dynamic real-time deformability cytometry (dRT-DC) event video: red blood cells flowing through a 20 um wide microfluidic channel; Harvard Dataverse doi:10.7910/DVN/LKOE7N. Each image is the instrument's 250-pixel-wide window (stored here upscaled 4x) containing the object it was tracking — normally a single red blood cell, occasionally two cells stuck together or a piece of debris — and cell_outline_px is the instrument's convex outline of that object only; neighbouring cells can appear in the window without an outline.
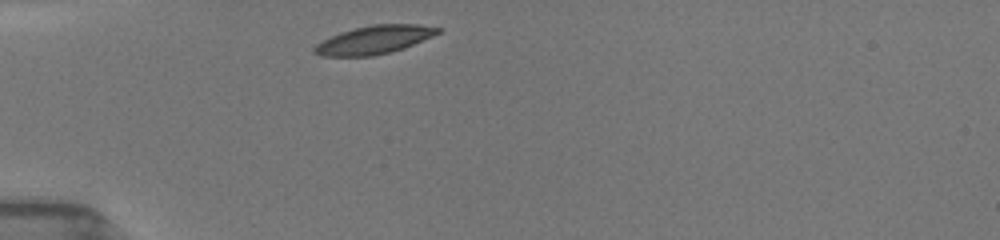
{"species": "common noctule bat (a hibernating species)", "species_latin": "Nyctalus noctula", "temperature_condition": "room temperature", "stored_images_in_passage": 7, "camera_frame_rate_fps": 3000, "um_per_image_px": 0.085, "animal": {"sex": "female", "body_mass_g": 19.5, "forearm_length_mm": 54.1}, "frame": {"image": 1, "passage_image": 1, "time_ms": 0.0, "image_size_px": [1000, 240], "cell_outline_px": [[440, 32], [432, 36], [404, 48], [372, 56], [320, 56], [312, 52], [312, 48], [316, 44], [340, 32], [372, 24], [416, 24], [440, 28]], "centroid_in_image_um": [31.77, 3.39], "position_along_channel_um": 53.2, "area_um2": 20.11}}
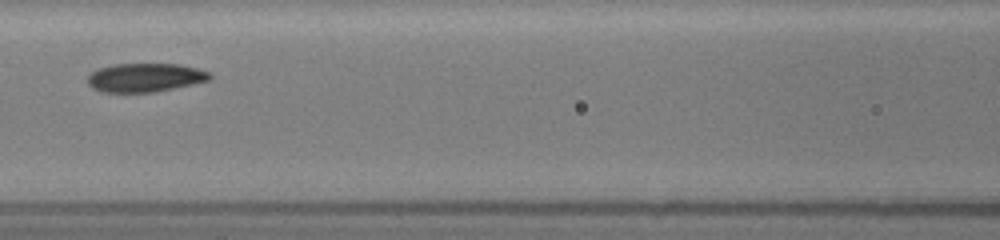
{"frame": {"image": 2, "passage_image": 5, "time_ms": 3.0, "image_size_px": [1000, 240], "cell_outline_px": [[212, 76], [208, 80], [192, 84], [156, 92], [100, 92], [92, 88], [88, 84], [88, 76], [92, 72], [100, 68], [112, 64], [180, 64], [196, 68], [208, 72]], "centroid_in_image_um": [12.3, 6.59], "position_along_channel_um": 154.3, "area_um2": 20.35}}
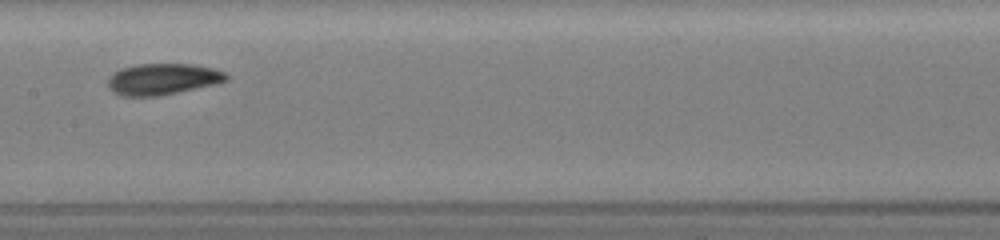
{"frame": {"image": 3, "passage_image": 6, "time_ms": 4.0, "image_size_px": [1000, 240], "cell_outline_px": [[228, 80], [216, 84], [160, 96], [124, 96], [112, 92], [108, 88], [108, 76], [112, 72], [120, 68], [136, 64], [192, 64], [212, 68], [224, 72], [228, 76]], "centroid_in_image_um": [13.78, 6.72], "position_along_channel_um": 193.6, "area_um2": 21.79}}